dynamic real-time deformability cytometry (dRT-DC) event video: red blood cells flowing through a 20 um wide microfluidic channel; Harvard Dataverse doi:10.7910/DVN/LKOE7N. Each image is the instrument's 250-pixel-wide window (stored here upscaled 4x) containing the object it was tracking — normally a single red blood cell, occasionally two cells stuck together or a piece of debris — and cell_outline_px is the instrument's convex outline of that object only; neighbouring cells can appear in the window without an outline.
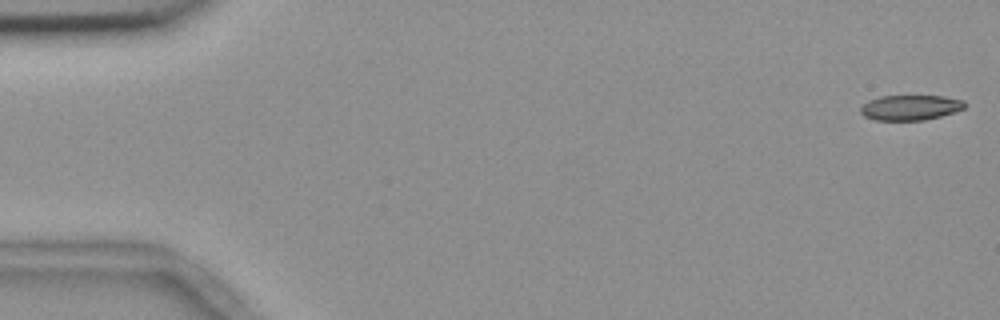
{"species": "common noctule bat (a hibernating species)", "species_latin": "Nyctalus noctula", "temperature_condition": "room temperature", "stored_images_in_passage": 55, "camera_frame_rate_fps": 3000, "um_per_image_px": 0.085, "animal": {"sex": "female", "body_mass_g": 18.4}, "frame": {"image": 1, "passage_image": 1, "time_ms": 0.0, "image_size_px": [1000, 320], "cell_outline_px": [[964, 108], [940, 116], [924, 120], [876, 120], [864, 116], [860, 112], [860, 108], [868, 100], [880, 96], [944, 96], [964, 100]], "centroid_in_image_um": [77.35, 9.14], "position_along_channel_um": 7.7, "area_um2": 15.14}}
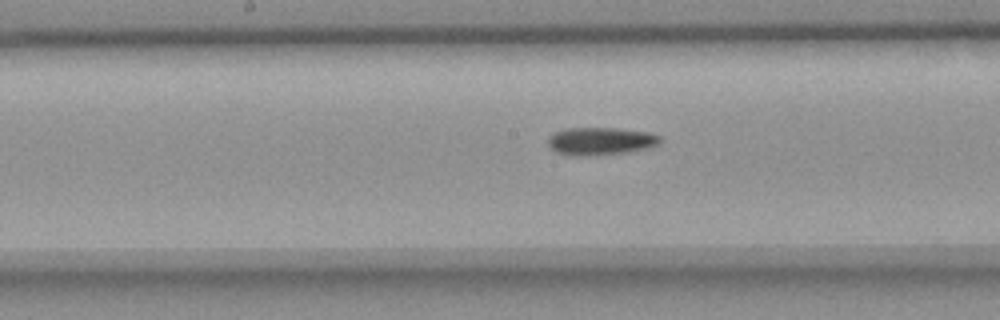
{"frame": {"image": 2, "passage_image": 28, "time_ms": 9.0, "image_size_px": [1000, 320], "cell_outline_px": [[660, 144], [652, 148], [628, 152], [584, 156], [572, 156], [556, 152], [548, 144], [548, 136], [552, 132], [568, 128], [616, 128], [648, 132], [660, 136]], "centroid_in_image_um": [51.05, 12.0], "position_along_channel_um": 197.1, "area_um2": 18.32}}
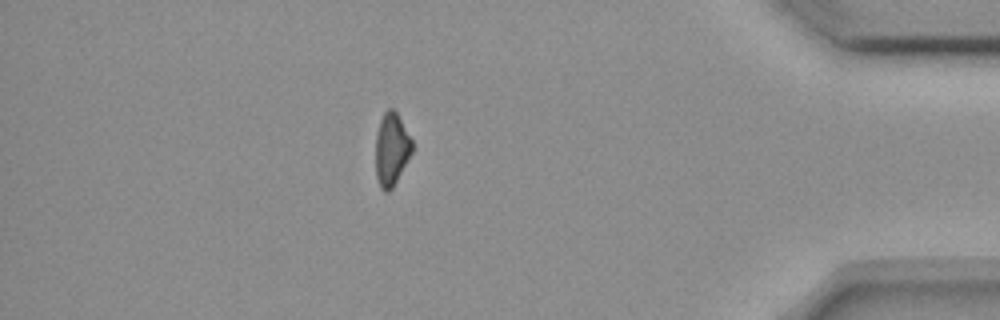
{"frame": {"image": 3, "passage_image": 48, "time_ms": 15.667, "image_size_px": [1000, 320], "cell_outline_px": [[412, 152], [392, 188], [388, 192], [384, 192], [380, 188], [376, 176], [376, 132], [380, 120], [384, 112], [388, 108], [392, 108], [396, 112], [412, 140]], "centroid_in_image_um": [33.26, 12.69], "position_along_channel_um": 401.9, "area_um2": 15.32}}